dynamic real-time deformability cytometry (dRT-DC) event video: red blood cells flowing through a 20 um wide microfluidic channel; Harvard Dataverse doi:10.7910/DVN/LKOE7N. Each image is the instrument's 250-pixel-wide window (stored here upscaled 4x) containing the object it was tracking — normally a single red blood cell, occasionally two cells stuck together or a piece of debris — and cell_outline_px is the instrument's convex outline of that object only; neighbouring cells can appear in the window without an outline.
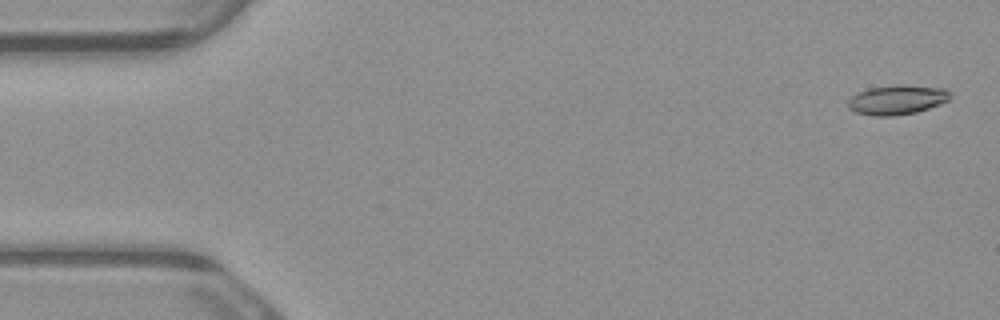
{"species": "common noctule bat (a hibernating species)", "species_latin": "Nyctalus noctula", "temperature_condition": "warm", "stored_images_in_passage": 4, "camera_frame_rate_fps": 3000, "um_per_image_px": 0.085, "animal": {"sex": "male", "body_mass_g": 23.1, "forearm_length_mm": 52.7}, "frame": {"image": 1, "passage_image": 1, "time_ms": 0.0, "image_size_px": [1000, 320], "cell_outline_px": [[948, 100], [940, 104], [916, 112], [892, 116], [876, 116], [856, 112], [848, 108], [848, 100], [852, 96], [868, 88], [900, 84], [944, 88], [948, 92]], "centroid_in_image_um": [76.22, 8.48], "position_along_channel_um": 8.8, "area_um2": 17.34}}
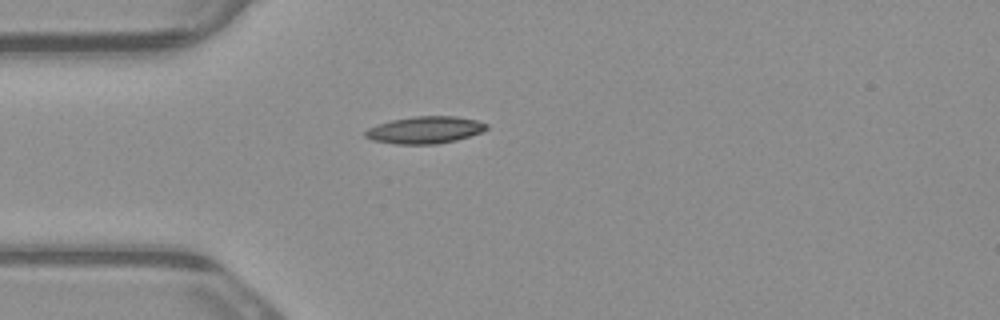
{"frame": {"image": 2, "passage_image": 4, "time_ms": 1.0, "image_size_px": [1000, 320], "cell_outline_px": [[488, 128], [484, 132], [456, 140], [436, 144], [396, 144], [372, 140], [364, 136], [364, 132], [368, 128], [392, 120], [416, 116], [456, 116], [476, 120], [488, 124]], "centroid_in_image_um": [36.16, 11.05], "position_along_channel_um": 48.8, "area_um2": 19.13}}